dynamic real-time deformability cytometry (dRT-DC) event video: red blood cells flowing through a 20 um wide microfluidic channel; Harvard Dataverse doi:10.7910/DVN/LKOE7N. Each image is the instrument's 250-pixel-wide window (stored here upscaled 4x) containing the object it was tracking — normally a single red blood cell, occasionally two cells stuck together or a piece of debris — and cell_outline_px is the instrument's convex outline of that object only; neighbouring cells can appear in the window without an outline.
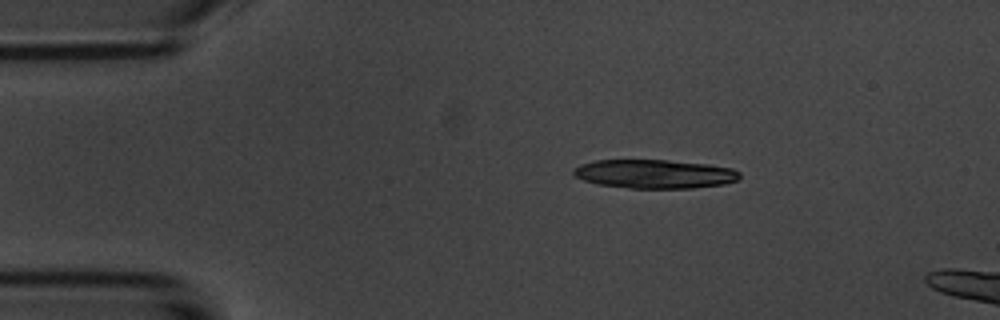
{"species": "common noctule bat (a hibernating species)", "species_latin": "Nyctalus noctula", "temperature_condition": "room temperature", "stored_images_in_passage": 3, "camera_frame_rate_fps": 3000, "um_per_image_px": 0.085, "animal": {"sex": "male", "body_mass_g": 20.1, "forearm_length_mm": 53.5}, "frame": {"image": 1, "passage_image": 1, "time_ms": 0.0, "image_size_px": [1000, 320], "cell_outline_px": [[740, 176], [736, 180], [724, 184], [692, 188], [628, 188], [596, 184], [584, 180], [576, 176], [572, 172], [572, 168], [580, 164], [596, 160], [668, 160], [708, 164], [732, 168], [740, 172]], "centroid_in_image_um": [55.62, 14.78], "position_along_channel_um": 29.4, "area_um2": 27.98}}